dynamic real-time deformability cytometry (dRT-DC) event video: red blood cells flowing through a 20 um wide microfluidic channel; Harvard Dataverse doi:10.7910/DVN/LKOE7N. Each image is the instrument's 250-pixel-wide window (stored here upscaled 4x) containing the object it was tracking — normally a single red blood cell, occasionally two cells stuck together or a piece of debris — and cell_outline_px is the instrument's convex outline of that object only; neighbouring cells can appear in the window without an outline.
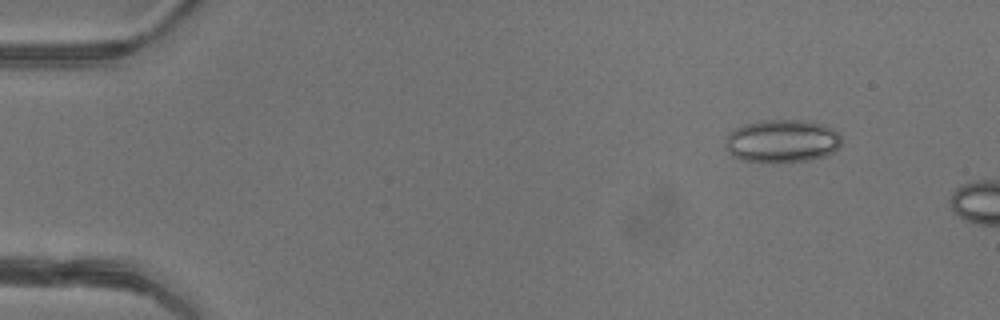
{"species": "common noctule bat (a hibernating species)", "species_latin": "Nyctalus noctula", "temperature_condition": "warm", "stored_images_in_passage": 10, "camera_frame_rate_fps": 3000, "um_per_image_px": 0.085, "animal": {"sex": "female"}, "frame": {"image": 1, "passage_image": 6, "time_ms": 1.667, "image_size_px": [1000, 320], "cell_outline_px": [[840, 148], [836, 152], [828, 156], [808, 160], [772, 164], [740, 160], [732, 156], [724, 140], [724, 136], [732, 128], [744, 124], [760, 120], [808, 120], [832, 128], [840, 136]], "centroid_in_image_um": [66.45, 12.01], "position_along_channel_um": 18.6, "area_um2": 29.94}}